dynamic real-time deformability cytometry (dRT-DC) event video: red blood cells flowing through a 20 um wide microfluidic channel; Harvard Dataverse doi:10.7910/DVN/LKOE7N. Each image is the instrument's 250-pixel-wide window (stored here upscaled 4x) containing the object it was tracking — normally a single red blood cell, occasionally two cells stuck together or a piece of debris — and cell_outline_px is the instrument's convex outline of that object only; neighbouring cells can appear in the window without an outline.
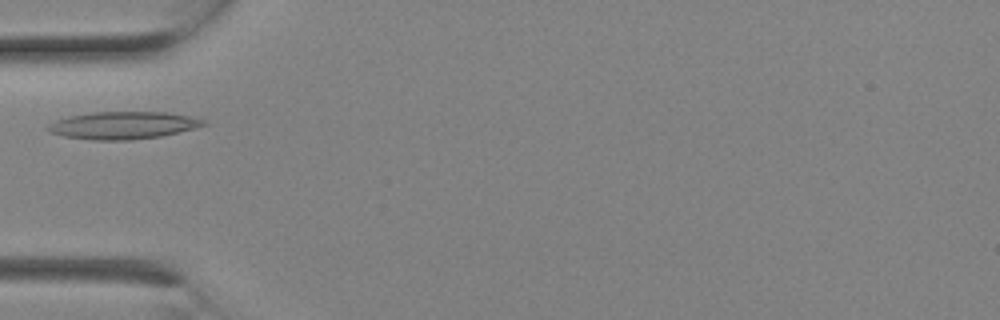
{"species": "Egyptian fruit bat (a non-hibernating species)", "species_latin": "Rousettus aegyptiacus", "temperature_condition": "room temperature", "stored_images_in_passage": 2, "camera_frame_rate_fps": 3000, "um_per_image_px": 0.085, "animal": {"sex": "female"}, "frame": {"image": 1, "passage_image": 2, "time_ms": 0.333, "image_size_px": [1000, 320], "cell_outline_px": [[208, 124], [196, 128], [160, 136], [132, 140], [92, 140], [64, 136], [52, 132], [44, 128], [48, 124], [56, 120], [68, 116], [92, 112], [168, 112], [188, 116], [204, 120]], "centroid_in_image_um": [10.45, 10.65], "position_along_channel_um": 74.6, "area_um2": 24.85}}